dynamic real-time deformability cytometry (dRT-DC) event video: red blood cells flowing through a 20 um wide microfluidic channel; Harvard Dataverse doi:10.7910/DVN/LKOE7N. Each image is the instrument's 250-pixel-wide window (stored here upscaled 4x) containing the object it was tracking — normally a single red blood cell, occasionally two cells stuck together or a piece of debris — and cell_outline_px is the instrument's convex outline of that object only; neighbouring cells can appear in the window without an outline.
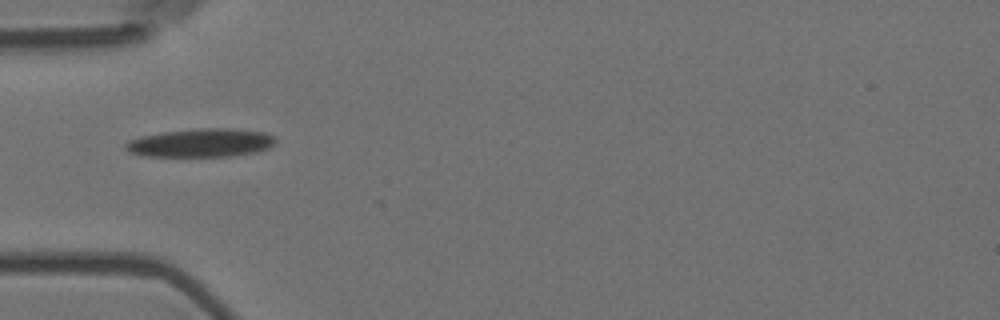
{"species": "Egyptian fruit bat (a non-hibernating species)", "species_latin": "Rousettus aegyptiacus", "temperature_condition": "room temperature", "stored_images_in_passage": 9, "camera_frame_rate_fps": 3000, "um_per_image_px": 0.085, "animal": {"sex": "female"}, "frame": {"image": 1, "passage_image": 5, "time_ms": 1.333, "image_size_px": [1000, 320], "cell_outline_px": [[276, 144], [268, 148], [256, 152], [232, 156], [140, 156], [128, 152], [124, 148], [124, 144], [128, 140], [140, 136], [164, 132], [200, 128], [224, 128], [264, 132], [276, 136]], "centroid_in_image_um": [17.06, 12.15], "position_along_channel_um": 67.9, "area_um2": 25.03}}
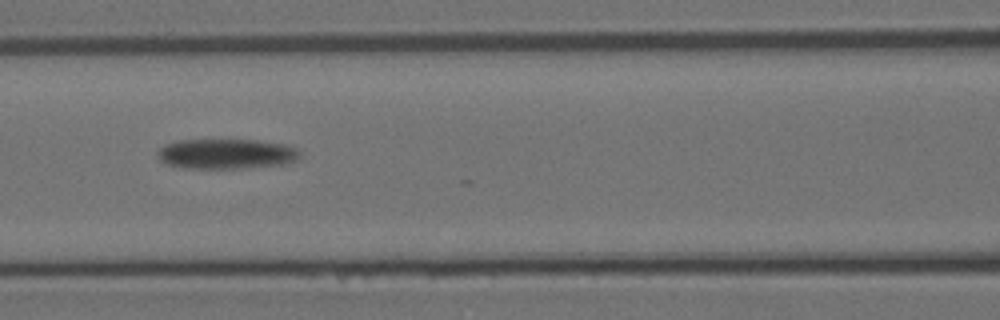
{"frame": {"image": 2, "passage_image": 7, "time_ms": 2.0, "image_size_px": [1000, 320], "cell_outline_px": [[300, 156], [296, 160], [284, 164], [236, 168], [184, 168], [168, 164], [160, 160], [156, 152], [160, 148], [168, 144], [180, 140], [256, 140], [280, 144], [296, 148], [300, 152]], "centroid_in_image_um": [19.22, 13.08], "position_along_channel_um": 147.4, "area_um2": 24.57}}
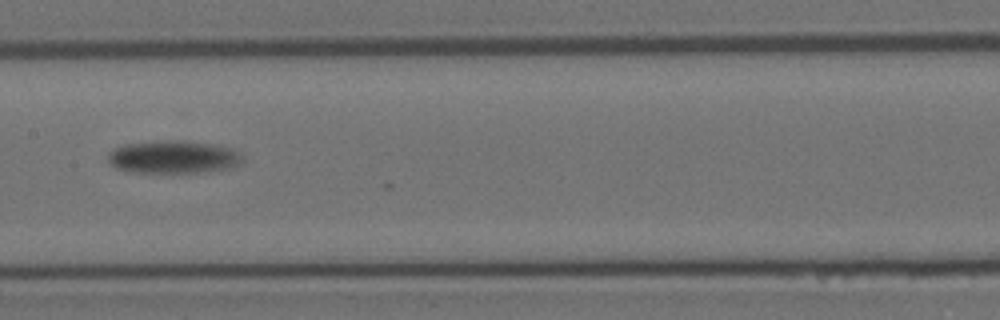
{"frame": {"image": 3, "passage_image": 8, "time_ms": 2.333, "image_size_px": [1000, 320], "cell_outline_px": [[244, 160], [228, 168], [196, 172], [132, 172], [116, 168], [108, 160], [108, 152], [116, 148], [128, 144], [168, 140], [172, 140], [212, 144], [232, 148], [240, 152], [244, 156]], "centroid_in_image_um": [14.75, 13.34], "position_along_channel_um": 192.7, "area_um2": 25.26}}